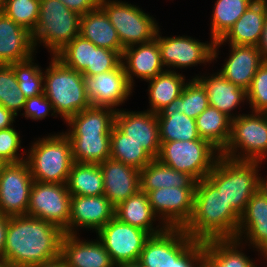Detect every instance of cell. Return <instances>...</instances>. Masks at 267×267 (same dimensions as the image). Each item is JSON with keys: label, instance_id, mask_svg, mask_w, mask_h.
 <instances>
[{"label": "cell", "instance_id": "obj_1", "mask_svg": "<svg viewBox=\"0 0 267 267\" xmlns=\"http://www.w3.org/2000/svg\"><path fill=\"white\" fill-rule=\"evenodd\" d=\"M65 232L28 215L7 216L3 260L9 267H31L61 255Z\"/></svg>", "mask_w": 267, "mask_h": 267}, {"label": "cell", "instance_id": "obj_2", "mask_svg": "<svg viewBox=\"0 0 267 267\" xmlns=\"http://www.w3.org/2000/svg\"><path fill=\"white\" fill-rule=\"evenodd\" d=\"M240 216L204 178L196 183L193 215L184 231L196 241L236 239Z\"/></svg>", "mask_w": 267, "mask_h": 267}, {"label": "cell", "instance_id": "obj_3", "mask_svg": "<svg viewBox=\"0 0 267 267\" xmlns=\"http://www.w3.org/2000/svg\"><path fill=\"white\" fill-rule=\"evenodd\" d=\"M116 111L109 107L90 106L69 117L65 123L74 162L101 164L110 158V134Z\"/></svg>", "mask_w": 267, "mask_h": 267}, {"label": "cell", "instance_id": "obj_4", "mask_svg": "<svg viewBox=\"0 0 267 267\" xmlns=\"http://www.w3.org/2000/svg\"><path fill=\"white\" fill-rule=\"evenodd\" d=\"M205 242L192 239L183 228H166L145 242L138 263L142 267H197Z\"/></svg>", "mask_w": 267, "mask_h": 267}, {"label": "cell", "instance_id": "obj_5", "mask_svg": "<svg viewBox=\"0 0 267 267\" xmlns=\"http://www.w3.org/2000/svg\"><path fill=\"white\" fill-rule=\"evenodd\" d=\"M260 164L262 162L239 161L220 156L206 177L239 216L259 190Z\"/></svg>", "mask_w": 267, "mask_h": 267}, {"label": "cell", "instance_id": "obj_6", "mask_svg": "<svg viewBox=\"0 0 267 267\" xmlns=\"http://www.w3.org/2000/svg\"><path fill=\"white\" fill-rule=\"evenodd\" d=\"M44 94L53 109L63 120L91 106L85 91L82 73L64 65L52 56L49 67L43 72Z\"/></svg>", "mask_w": 267, "mask_h": 267}, {"label": "cell", "instance_id": "obj_7", "mask_svg": "<svg viewBox=\"0 0 267 267\" xmlns=\"http://www.w3.org/2000/svg\"><path fill=\"white\" fill-rule=\"evenodd\" d=\"M26 161L34 181L67 184L74 163L70 139L62 133L32 143Z\"/></svg>", "mask_w": 267, "mask_h": 267}, {"label": "cell", "instance_id": "obj_8", "mask_svg": "<svg viewBox=\"0 0 267 267\" xmlns=\"http://www.w3.org/2000/svg\"><path fill=\"white\" fill-rule=\"evenodd\" d=\"M39 20L32 33L38 43L54 56L80 32L81 15L67 8L60 0H40ZM38 42V43H37Z\"/></svg>", "mask_w": 267, "mask_h": 267}, {"label": "cell", "instance_id": "obj_9", "mask_svg": "<svg viewBox=\"0 0 267 267\" xmlns=\"http://www.w3.org/2000/svg\"><path fill=\"white\" fill-rule=\"evenodd\" d=\"M250 112L232 120L230 139L221 156L239 161L266 160L267 113Z\"/></svg>", "mask_w": 267, "mask_h": 267}, {"label": "cell", "instance_id": "obj_10", "mask_svg": "<svg viewBox=\"0 0 267 267\" xmlns=\"http://www.w3.org/2000/svg\"><path fill=\"white\" fill-rule=\"evenodd\" d=\"M221 152L204 139L161 142L158 160L197 182L207 177Z\"/></svg>", "mask_w": 267, "mask_h": 267}, {"label": "cell", "instance_id": "obj_11", "mask_svg": "<svg viewBox=\"0 0 267 267\" xmlns=\"http://www.w3.org/2000/svg\"><path fill=\"white\" fill-rule=\"evenodd\" d=\"M99 6L116 29L123 48L155 39L159 23L139 6L120 0H100Z\"/></svg>", "mask_w": 267, "mask_h": 267}, {"label": "cell", "instance_id": "obj_12", "mask_svg": "<svg viewBox=\"0 0 267 267\" xmlns=\"http://www.w3.org/2000/svg\"><path fill=\"white\" fill-rule=\"evenodd\" d=\"M71 194L67 184L34 181L27 215L53 223L68 234Z\"/></svg>", "mask_w": 267, "mask_h": 267}, {"label": "cell", "instance_id": "obj_13", "mask_svg": "<svg viewBox=\"0 0 267 267\" xmlns=\"http://www.w3.org/2000/svg\"><path fill=\"white\" fill-rule=\"evenodd\" d=\"M33 182L26 160L4 164L0 171V216L27 215Z\"/></svg>", "mask_w": 267, "mask_h": 267}, {"label": "cell", "instance_id": "obj_14", "mask_svg": "<svg viewBox=\"0 0 267 267\" xmlns=\"http://www.w3.org/2000/svg\"><path fill=\"white\" fill-rule=\"evenodd\" d=\"M158 29L155 40L158 42L161 54V61L163 66L168 71H174V69H184L187 67H193L196 65H202L211 63L213 60V51L215 41L200 42V40L192 38L190 36H171L164 37ZM173 70H172V68Z\"/></svg>", "mask_w": 267, "mask_h": 267}, {"label": "cell", "instance_id": "obj_15", "mask_svg": "<svg viewBox=\"0 0 267 267\" xmlns=\"http://www.w3.org/2000/svg\"><path fill=\"white\" fill-rule=\"evenodd\" d=\"M100 242L115 264L138 262L145 242L151 236L147 231L113 217L97 232Z\"/></svg>", "mask_w": 267, "mask_h": 267}, {"label": "cell", "instance_id": "obj_16", "mask_svg": "<svg viewBox=\"0 0 267 267\" xmlns=\"http://www.w3.org/2000/svg\"><path fill=\"white\" fill-rule=\"evenodd\" d=\"M196 187H165L147 193L153 212L167 228H184L193 215Z\"/></svg>", "mask_w": 267, "mask_h": 267}, {"label": "cell", "instance_id": "obj_17", "mask_svg": "<svg viewBox=\"0 0 267 267\" xmlns=\"http://www.w3.org/2000/svg\"><path fill=\"white\" fill-rule=\"evenodd\" d=\"M85 91L92 106L116 107L125 103L134 90L125 74L123 64L116 69L94 76H84Z\"/></svg>", "mask_w": 267, "mask_h": 267}, {"label": "cell", "instance_id": "obj_18", "mask_svg": "<svg viewBox=\"0 0 267 267\" xmlns=\"http://www.w3.org/2000/svg\"><path fill=\"white\" fill-rule=\"evenodd\" d=\"M114 125L128 139L140 144L154 159L158 158L161 142L156 113L118 109L114 116Z\"/></svg>", "mask_w": 267, "mask_h": 267}, {"label": "cell", "instance_id": "obj_19", "mask_svg": "<svg viewBox=\"0 0 267 267\" xmlns=\"http://www.w3.org/2000/svg\"><path fill=\"white\" fill-rule=\"evenodd\" d=\"M115 207L105 195L71 196L68 234H77V229H94L97 232L114 217ZM78 227V228H77Z\"/></svg>", "mask_w": 267, "mask_h": 267}, {"label": "cell", "instance_id": "obj_20", "mask_svg": "<svg viewBox=\"0 0 267 267\" xmlns=\"http://www.w3.org/2000/svg\"><path fill=\"white\" fill-rule=\"evenodd\" d=\"M267 15V0H254L242 16L218 41H215L213 60L218 58L223 43L232 45L257 46Z\"/></svg>", "mask_w": 267, "mask_h": 267}, {"label": "cell", "instance_id": "obj_21", "mask_svg": "<svg viewBox=\"0 0 267 267\" xmlns=\"http://www.w3.org/2000/svg\"><path fill=\"white\" fill-rule=\"evenodd\" d=\"M121 63L132 87L135 84L133 76L148 81L167 70L161 61L160 48L155 39L124 48Z\"/></svg>", "mask_w": 267, "mask_h": 267}, {"label": "cell", "instance_id": "obj_22", "mask_svg": "<svg viewBox=\"0 0 267 267\" xmlns=\"http://www.w3.org/2000/svg\"><path fill=\"white\" fill-rule=\"evenodd\" d=\"M99 165L104 195L114 207L140 190V170L111 158Z\"/></svg>", "mask_w": 267, "mask_h": 267}, {"label": "cell", "instance_id": "obj_23", "mask_svg": "<svg viewBox=\"0 0 267 267\" xmlns=\"http://www.w3.org/2000/svg\"><path fill=\"white\" fill-rule=\"evenodd\" d=\"M236 240L249 241L248 246L267 253V198L260 190L251 197L240 216Z\"/></svg>", "mask_w": 267, "mask_h": 267}, {"label": "cell", "instance_id": "obj_24", "mask_svg": "<svg viewBox=\"0 0 267 267\" xmlns=\"http://www.w3.org/2000/svg\"><path fill=\"white\" fill-rule=\"evenodd\" d=\"M61 256L67 267H115L111 256L97 238L80 240L77 234H64Z\"/></svg>", "mask_w": 267, "mask_h": 267}, {"label": "cell", "instance_id": "obj_25", "mask_svg": "<svg viewBox=\"0 0 267 267\" xmlns=\"http://www.w3.org/2000/svg\"><path fill=\"white\" fill-rule=\"evenodd\" d=\"M34 52L37 53L32 33L0 11V64L29 60L34 57Z\"/></svg>", "mask_w": 267, "mask_h": 267}, {"label": "cell", "instance_id": "obj_26", "mask_svg": "<svg viewBox=\"0 0 267 267\" xmlns=\"http://www.w3.org/2000/svg\"><path fill=\"white\" fill-rule=\"evenodd\" d=\"M229 47L230 55L218 72L229 82L247 91L263 63L258 47L232 44Z\"/></svg>", "mask_w": 267, "mask_h": 267}, {"label": "cell", "instance_id": "obj_27", "mask_svg": "<svg viewBox=\"0 0 267 267\" xmlns=\"http://www.w3.org/2000/svg\"><path fill=\"white\" fill-rule=\"evenodd\" d=\"M196 75V78L205 88L208 96L209 106L217 108L219 111L230 117L232 120L241 114H233V110L246 100V90L237 87L232 82L225 79L219 72L214 74Z\"/></svg>", "mask_w": 267, "mask_h": 267}, {"label": "cell", "instance_id": "obj_28", "mask_svg": "<svg viewBox=\"0 0 267 267\" xmlns=\"http://www.w3.org/2000/svg\"><path fill=\"white\" fill-rule=\"evenodd\" d=\"M114 217L123 223L143 229L150 235L159 234L167 228L153 212L147 193L141 190L119 203L115 207ZM156 220L160 224L153 227Z\"/></svg>", "mask_w": 267, "mask_h": 267}, {"label": "cell", "instance_id": "obj_29", "mask_svg": "<svg viewBox=\"0 0 267 267\" xmlns=\"http://www.w3.org/2000/svg\"><path fill=\"white\" fill-rule=\"evenodd\" d=\"M79 35L97 47L117 51L122 56L124 48L117 31L100 6L81 15Z\"/></svg>", "mask_w": 267, "mask_h": 267}, {"label": "cell", "instance_id": "obj_30", "mask_svg": "<svg viewBox=\"0 0 267 267\" xmlns=\"http://www.w3.org/2000/svg\"><path fill=\"white\" fill-rule=\"evenodd\" d=\"M196 183L192 176L164 165L158 159L140 170V190L145 193L165 187H196Z\"/></svg>", "mask_w": 267, "mask_h": 267}, {"label": "cell", "instance_id": "obj_31", "mask_svg": "<svg viewBox=\"0 0 267 267\" xmlns=\"http://www.w3.org/2000/svg\"><path fill=\"white\" fill-rule=\"evenodd\" d=\"M243 244L236 239L205 241L204 259L212 267H257L255 260L241 250Z\"/></svg>", "mask_w": 267, "mask_h": 267}, {"label": "cell", "instance_id": "obj_32", "mask_svg": "<svg viewBox=\"0 0 267 267\" xmlns=\"http://www.w3.org/2000/svg\"><path fill=\"white\" fill-rule=\"evenodd\" d=\"M149 82V105L152 113H158L166 105H169L175 98L181 95L186 85L185 76L175 71H164Z\"/></svg>", "mask_w": 267, "mask_h": 267}, {"label": "cell", "instance_id": "obj_33", "mask_svg": "<svg viewBox=\"0 0 267 267\" xmlns=\"http://www.w3.org/2000/svg\"><path fill=\"white\" fill-rule=\"evenodd\" d=\"M195 120L200 138L222 152L230 139L232 119L217 108L208 106Z\"/></svg>", "mask_w": 267, "mask_h": 267}, {"label": "cell", "instance_id": "obj_34", "mask_svg": "<svg viewBox=\"0 0 267 267\" xmlns=\"http://www.w3.org/2000/svg\"><path fill=\"white\" fill-rule=\"evenodd\" d=\"M67 187L71 196L104 195L100 165L74 162L69 173Z\"/></svg>", "mask_w": 267, "mask_h": 267}, {"label": "cell", "instance_id": "obj_35", "mask_svg": "<svg viewBox=\"0 0 267 267\" xmlns=\"http://www.w3.org/2000/svg\"><path fill=\"white\" fill-rule=\"evenodd\" d=\"M157 118L160 142L201 139L197 131L196 120L183 113L158 112Z\"/></svg>", "mask_w": 267, "mask_h": 267}, {"label": "cell", "instance_id": "obj_36", "mask_svg": "<svg viewBox=\"0 0 267 267\" xmlns=\"http://www.w3.org/2000/svg\"><path fill=\"white\" fill-rule=\"evenodd\" d=\"M110 158L143 169L154 158L140 144L128 139L115 125L110 134Z\"/></svg>", "mask_w": 267, "mask_h": 267}, {"label": "cell", "instance_id": "obj_37", "mask_svg": "<svg viewBox=\"0 0 267 267\" xmlns=\"http://www.w3.org/2000/svg\"><path fill=\"white\" fill-rule=\"evenodd\" d=\"M188 81L181 95L159 112L178 111L189 118L196 119L209 106L208 96L203 85L196 78Z\"/></svg>", "mask_w": 267, "mask_h": 267}, {"label": "cell", "instance_id": "obj_38", "mask_svg": "<svg viewBox=\"0 0 267 267\" xmlns=\"http://www.w3.org/2000/svg\"><path fill=\"white\" fill-rule=\"evenodd\" d=\"M254 0H216L212 13L210 40H220Z\"/></svg>", "mask_w": 267, "mask_h": 267}, {"label": "cell", "instance_id": "obj_39", "mask_svg": "<svg viewBox=\"0 0 267 267\" xmlns=\"http://www.w3.org/2000/svg\"><path fill=\"white\" fill-rule=\"evenodd\" d=\"M54 56L67 67L82 73L86 68H92L93 43L77 35Z\"/></svg>", "mask_w": 267, "mask_h": 267}, {"label": "cell", "instance_id": "obj_40", "mask_svg": "<svg viewBox=\"0 0 267 267\" xmlns=\"http://www.w3.org/2000/svg\"><path fill=\"white\" fill-rule=\"evenodd\" d=\"M33 61L34 57L10 64L18 81V88L26 99L44 93L43 69Z\"/></svg>", "mask_w": 267, "mask_h": 267}, {"label": "cell", "instance_id": "obj_41", "mask_svg": "<svg viewBox=\"0 0 267 267\" xmlns=\"http://www.w3.org/2000/svg\"><path fill=\"white\" fill-rule=\"evenodd\" d=\"M39 7L40 0H4L0 3V11L31 33L39 20Z\"/></svg>", "mask_w": 267, "mask_h": 267}, {"label": "cell", "instance_id": "obj_42", "mask_svg": "<svg viewBox=\"0 0 267 267\" xmlns=\"http://www.w3.org/2000/svg\"><path fill=\"white\" fill-rule=\"evenodd\" d=\"M25 100L12 66L0 64V105L18 116L19 111L24 109Z\"/></svg>", "mask_w": 267, "mask_h": 267}, {"label": "cell", "instance_id": "obj_43", "mask_svg": "<svg viewBox=\"0 0 267 267\" xmlns=\"http://www.w3.org/2000/svg\"><path fill=\"white\" fill-rule=\"evenodd\" d=\"M247 101L252 112L267 113V62L258 68L248 88Z\"/></svg>", "mask_w": 267, "mask_h": 267}, {"label": "cell", "instance_id": "obj_44", "mask_svg": "<svg viewBox=\"0 0 267 267\" xmlns=\"http://www.w3.org/2000/svg\"><path fill=\"white\" fill-rule=\"evenodd\" d=\"M122 56L114 50L97 47L93 44L92 68H86L83 76H94L116 69L121 64Z\"/></svg>", "mask_w": 267, "mask_h": 267}, {"label": "cell", "instance_id": "obj_45", "mask_svg": "<svg viewBox=\"0 0 267 267\" xmlns=\"http://www.w3.org/2000/svg\"><path fill=\"white\" fill-rule=\"evenodd\" d=\"M19 134L14 127L0 130V159L3 162L16 163L26 160L24 155L19 154V149L22 148Z\"/></svg>", "mask_w": 267, "mask_h": 267}, {"label": "cell", "instance_id": "obj_46", "mask_svg": "<svg viewBox=\"0 0 267 267\" xmlns=\"http://www.w3.org/2000/svg\"><path fill=\"white\" fill-rule=\"evenodd\" d=\"M24 113L22 115L25 116L26 119L32 120H42L46 118L49 113L54 118L57 117L55 113L52 103L47 99L45 94H40L38 96L30 97L25 100Z\"/></svg>", "mask_w": 267, "mask_h": 267}, {"label": "cell", "instance_id": "obj_47", "mask_svg": "<svg viewBox=\"0 0 267 267\" xmlns=\"http://www.w3.org/2000/svg\"><path fill=\"white\" fill-rule=\"evenodd\" d=\"M67 8L84 15L89 11H93L99 6L100 0H60Z\"/></svg>", "mask_w": 267, "mask_h": 267}, {"label": "cell", "instance_id": "obj_48", "mask_svg": "<svg viewBox=\"0 0 267 267\" xmlns=\"http://www.w3.org/2000/svg\"><path fill=\"white\" fill-rule=\"evenodd\" d=\"M16 115L0 105V130L13 127Z\"/></svg>", "mask_w": 267, "mask_h": 267}, {"label": "cell", "instance_id": "obj_49", "mask_svg": "<svg viewBox=\"0 0 267 267\" xmlns=\"http://www.w3.org/2000/svg\"><path fill=\"white\" fill-rule=\"evenodd\" d=\"M263 62H267V15L264 21L260 40L257 44Z\"/></svg>", "mask_w": 267, "mask_h": 267}, {"label": "cell", "instance_id": "obj_50", "mask_svg": "<svg viewBox=\"0 0 267 267\" xmlns=\"http://www.w3.org/2000/svg\"><path fill=\"white\" fill-rule=\"evenodd\" d=\"M7 234V216H0V258L3 259V252Z\"/></svg>", "mask_w": 267, "mask_h": 267}, {"label": "cell", "instance_id": "obj_51", "mask_svg": "<svg viewBox=\"0 0 267 267\" xmlns=\"http://www.w3.org/2000/svg\"><path fill=\"white\" fill-rule=\"evenodd\" d=\"M31 267H67V266L63 257L60 255L56 258H53L51 260L45 261L43 263Z\"/></svg>", "mask_w": 267, "mask_h": 267}, {"label": "cell", "instance_id": "obj_52", "mask_svg": "<svg viewBox=\"0 0 267 267\" xmlns=\"http://www.w3.org/2000/svg\"><path fill=\"white\" fill-rule=\"evenodd\" d=\"M260 177L259 180V190L264 194L267 198V179Z\"/></svg>", "mask_w": 267, "mask_h": 267}, {"label": "cell", "instance_id": "obj_53", "mask_svg": "<svg viewBox=\"0 0 267 267\" xmlns=\"http://www.w3.org/2000/svg\"><path fill=\"white\" fill-rule=\"evenodd\" d=\"M115 267H142L138 262L115 264Z\"/></svg>", "mask_w": 267, "mask_h": 267}, {"label": "cell", "instance_id": "obj_54", "mask_svg": "<svg viewBox=\"0 0 267 267\" xmlns=\"http://www.w3.org/2000/svg\"><path fill=\"white\" fill-rule=\"evenodd\" d=\"M197 267H212L205 259H203Z\"/></svg>", "mask_w": 267, "mask_h": 267}, {"label": "cell", "instance_id": "obj_55", "mask_svg": "<svg viewBox=\"0 0 267 267\" xmlns=\"http://www.w3.org/2000/svg\"><path fill=\"white\" fill-rule=\"evenodd\" d=\"M0 267H9L2 258H0Z\"/></svg>", "mask_w": 267, "mask_h": 267}, {"label": "cell", "instance_id": "obj_56", "mask_svg": "<svg viewBox=\"0 0 267 267\" xmlns=\"http://www.w3.org/2000/svg\"><path fill=\"white\" fill-rule=\"evenodd\" d=\"M260 256H263L264 260L267 261V253H260Z\"/></svg>", "mask_w": 267, "mask_h": 267}, {"label": "cell", "instance_id": "obj_57", "mask_svg": "<svg viewBox=\"0 0 267 267\" xmlns=\"http://www.w3.org/2000/svg\"><path fill=\"white\" fill-rule=\"evenodd\" d=\"M5 162H3L1 159H0V171L2 169V167L4 166Z\"/></svg>", "mask_w": 267, "mask_h": 267}]
</instances>
